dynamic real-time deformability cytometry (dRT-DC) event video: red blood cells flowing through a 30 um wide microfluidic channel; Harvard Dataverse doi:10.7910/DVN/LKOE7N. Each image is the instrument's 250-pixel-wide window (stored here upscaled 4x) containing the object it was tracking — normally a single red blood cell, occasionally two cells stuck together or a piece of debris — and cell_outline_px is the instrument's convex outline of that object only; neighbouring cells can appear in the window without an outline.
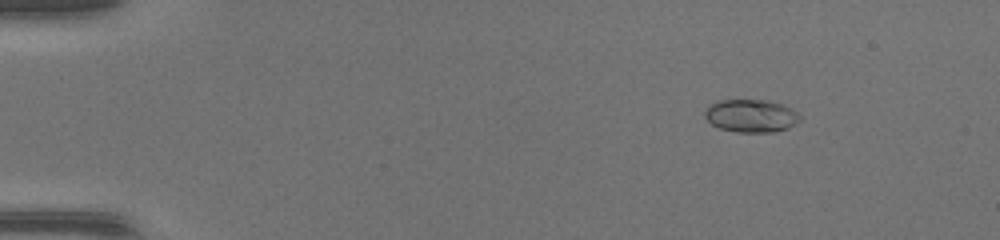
{"species": "common noctule bat (a hibernating species)", "species_latin": "Nyctalus noctula", "temperature_condition": "warm", "stored_images_in_passage": 49, "camera_frame_rate_fps": 3000, "um_per_image_px": 0.085, "animal": {"sex": "female", "body_mass_g": 17.0, "forearm_length_mm": 48.0}, "frame": {"image": 1, "passage_image": 7, "time_ms": 2.0, "image_size_px": [1000, 240], "cell_outline_px": [[800, 120], [796, 124], [788, 128], [772, 132], [736, 132], [720, 128], [712, 124], [704, 116], [704, 112], [712, 104], [720, 100], [768, 100], [780, 104], [796, 112], [800, 116]], "centroid_in_image_um": [63.84, 9.85], "position_along_channel_um": 21.2, "area_um2": 17.98}}
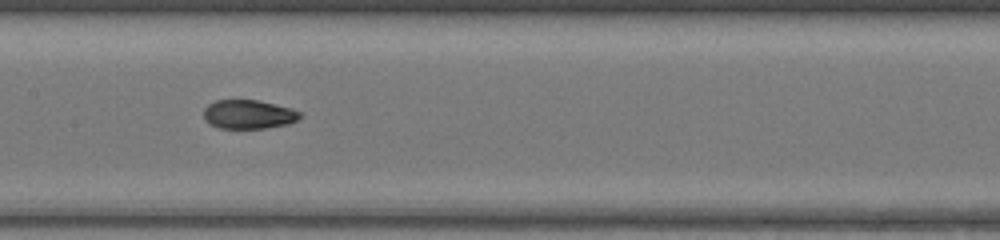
{"frame": {"image": 2, "passage_image": 26, "time_ms": 8.333, "image_size_px": [1000, 240], "cell_outline_px": [[300, 116], [296, 120], [288, 124], [264, 128], [220, 128], [208, 124], [204, 120], [204, 108], [208, 104], [216, 100], [256, 100], [288, 108], [300, 112]], "centroid_in_image_um": [21.05, 9.73], "position_along_channel_um": 186.3, "area_um2": 16.01}}
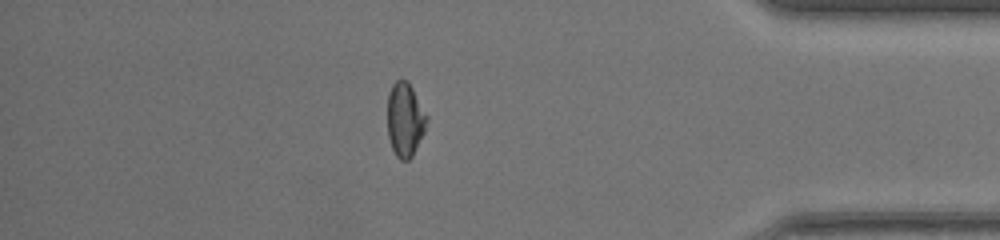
{"frame": {"image": 3, "passage_image": 43, "time_ms": 14.0, "image_size_px": [1000, 240], "cell_outline_px": [[428, 120], [424, 132], [412, 156], [408, 160], [400, 160], [396, 156], [392, 148], [388, 136], [388, 92], [392, 84], [396, 80], [408, 80], [428, 116]], "centroid_in_image_um": [34.43, 10.15], "position_along_channel_um": 400.8, "area_um2": 16.99}, "authors_computed_cell_mechanics": {"area_um2": 17.2244, "velocity_mm_per_s": 4.3493, "shape_relaxation_time_tau1_ms": 6.1482, "shape_relaxation_time_tau2_ms": 1.0687, "deformation_change_tau1": 0.2122, "deformation_change_tau2": 0.0341}}